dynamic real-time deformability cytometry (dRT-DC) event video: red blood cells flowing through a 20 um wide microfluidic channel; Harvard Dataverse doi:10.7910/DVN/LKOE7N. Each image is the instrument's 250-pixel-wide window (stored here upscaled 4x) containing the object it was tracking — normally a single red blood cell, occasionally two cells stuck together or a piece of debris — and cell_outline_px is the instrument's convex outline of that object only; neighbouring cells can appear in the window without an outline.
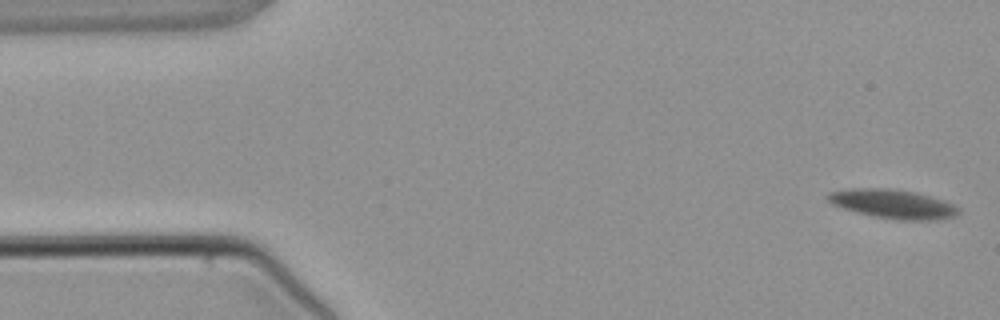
{"species": "common noctule bat (a hibernating species)", "species_latin": "Nyctalus noctula", "temperature_condition": "warm", "stored_images_in_passage": 3, "camera_frame_rate_fps": 3000, "um_per_image_px": 0.085, "animal": {"sex": "male", "body_mass_g": 21.5, "forearm_length_mm": 52.0}, "frame": {"image": 1, "passage_image": 1, "time_ms": 0.0, "image_size_px": [1000, 320], "cell_outline_px": [[960, 212], [956, 216], [936, 220], [896, 220], [872, 216], [844, 208], [832, 204], [824, 196], [828, 192], [852, 188], [892, 188], [916, 192], [944, 200], [960, 208]], "centroid_in_image_um": [75.91, 17.33], "position_along_channel_um": 9.1, "area_um2": 22.31}}
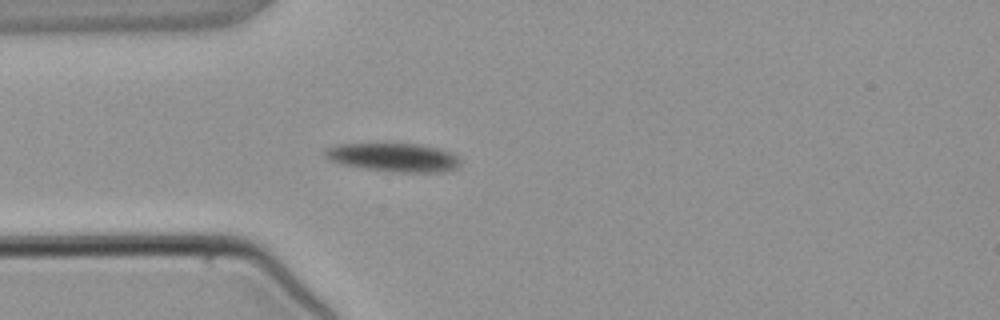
{"frame": {"image": 2, "passage_image": 3, "time_ms": 4.0, "image_size_px": [1000, 320], "cell_outline_px": [[460, 164], [456, 168], [444, 172], [400, 172], [364, 168], [336, 164], [328, 160], [324, 156], [324, 148], [332, 144], [420, 144], [452, 152], [460, 160]], "centroid_in_image_um": [33.39, 13.38], "position_along_channel_um": 51.6, "area_um2": 22.72}}